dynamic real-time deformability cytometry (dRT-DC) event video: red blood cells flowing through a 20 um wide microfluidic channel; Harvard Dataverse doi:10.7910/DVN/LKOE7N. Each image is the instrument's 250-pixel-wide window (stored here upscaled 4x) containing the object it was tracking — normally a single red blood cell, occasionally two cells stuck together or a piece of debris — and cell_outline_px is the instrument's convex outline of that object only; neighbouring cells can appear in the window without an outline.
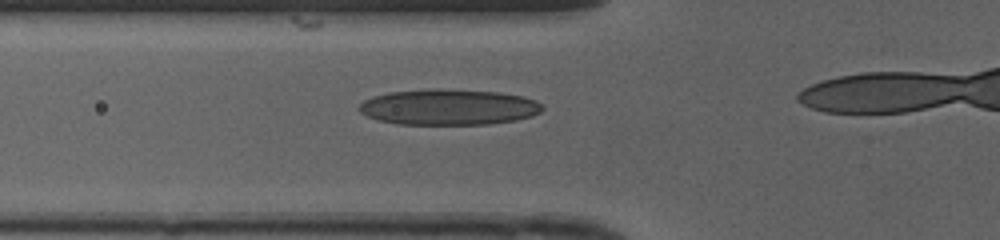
{"species": "human", "species_latin": "Homo sapiens", "temperature_condition": "cold", "stored_images_in_passage": 21, "camera_frame_rate_fps": 3000, "um_per_image_px": 0.085, "donor": {"sex": "female"}, "frame": {"image": 1, "passage_image": 11, "time_ms": 3.333, "image_size_px": [1000, 240], "cell_outline_px": [[544, 108], [540, 112], [532, 116], [516, 120], [488, 124], [396, 124], [376, 120], [360, 112], [356, 108], [364, 100], [372, 96], [388, 92], [432, 88], [496, 92], [524, 96], [536, 100]], "centroid_in_image_um": [38.1, 9.1], "position_along_channel_um": 87.7, "area_um2": 38.44}}
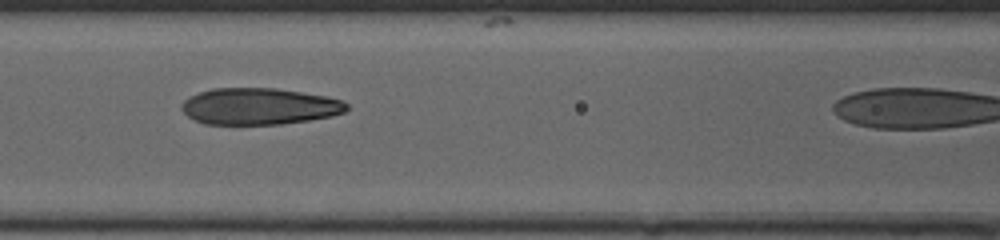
{"frame": {"image": 2, "passage_image": 15, "time_ms": 4.667, "image_size_px": [1000, 240], "cell_outline_px": [[348, 108], [344, 112], [332, 116], [308, 120], [280, 124], [208, 124], [196, 120], [188, 116], [180, 108], [180, 104], [188, 96], [212, 88], [276, 88], [328, 96], [344, 100], [348, 104]], "centroid_in_image_um": [22.05, 9.03], "position_along_channel_um": 144.6, "area_um2": 35.32}}
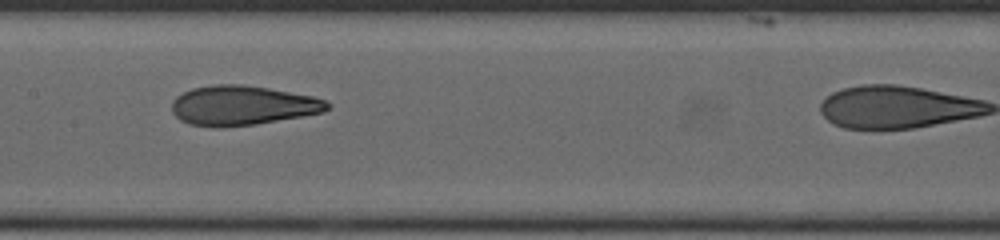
{"frame": {"image": 3, "passage_image": 18, "time_ms": 5.667, "image_size_px": [1000, 240], "cell_outline_px": [[332, 104], [324, 112], [256, 124], [220, 128], [216, 128], [188, 124], [180, 120], [172, 112], [172, 100], [176, 96], [192, 88], [216, 84], [240, 84], [268, 88], [312, 96], [324, 100]], "centroid_in_image_um": [20.57, 8.97], "position_along_channel_um": 186.8, "area_um2": 35.95}}